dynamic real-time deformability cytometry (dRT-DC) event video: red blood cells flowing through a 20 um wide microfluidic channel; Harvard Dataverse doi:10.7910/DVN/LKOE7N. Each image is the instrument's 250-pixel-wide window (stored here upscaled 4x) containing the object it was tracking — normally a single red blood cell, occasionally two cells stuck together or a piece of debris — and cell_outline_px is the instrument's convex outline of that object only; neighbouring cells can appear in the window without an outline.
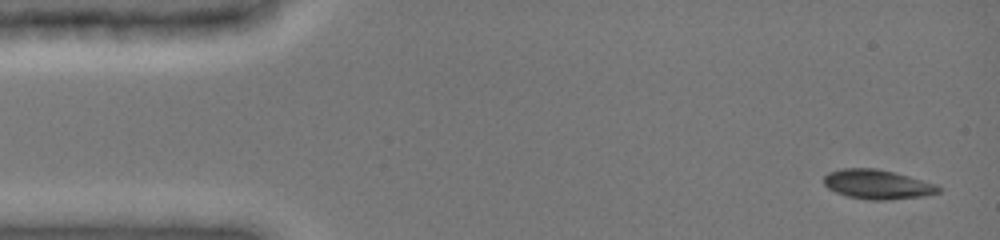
{"species": "common noctule bat (a hibernating species)", "species_latin": "Nyctalus noctula", "temperature_condition": "cold", "stored_images_in_passage": 19, "camera_frame_rate_fps": 3000, "um_per_image_px": 0.085, "animal": {"sex": "female", "body_mass_g": 19.0, "forearm_length_mm": 51.5}, "frame": {"image": 1, "passage_image": 1, "time_ms": 0.0, "image_size_px": [1000, 240], "cell_outline_px": [[940, 192], [920, 196], [884, 200], [872, 200], [848, 196], [836, 192], [828, 188], [824, 184], [824, 176], [828, 172], [844, 168], [872, 168], [892, 172], [908, 176], [932, 184], [940, 188]], "centroid_in_image_um": [74.5, 15.67], "position_along_channel_um": 10.5, "area_um2": 19.07}}
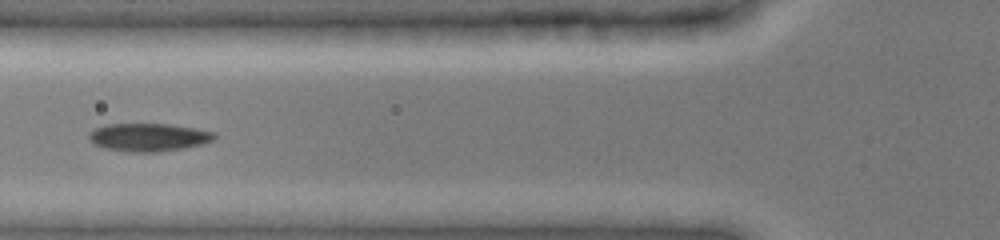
{"frame": {"image": 2, "passage_image": 15, "time_ms": 4.667, "image_size_px": [1000, 240], "cell_outline_px": [[216, 136], [212, 140], [200, 144], [180, 148], [156, 152], [128, 152], [108, 148], [96, 144], [88, 136], [96, 128], [104, 124], [168, 124], [196, 128], [216, 132]], "centroid_in_image_um": [12.66, 11.65], "position_along_channel_um": 113.1, "area_um2": 20.06}}
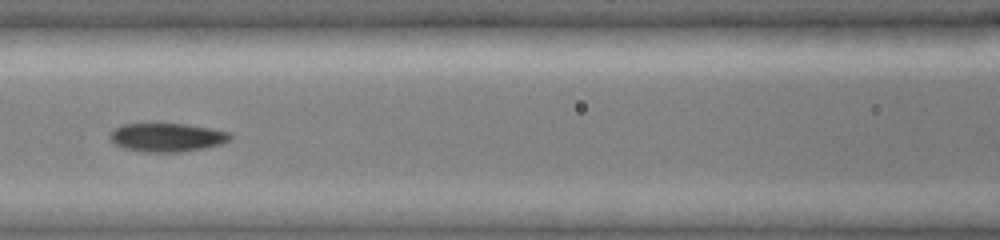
{"frame": {"image": 3, "passage_image": 17, "time_ms": 5.333, "image_size_px": [1000, 240], "cell_outline_px": [[232, 136], [228, 140], [220, 144], [204, 148], [180, 152], [144, 152], [124, 148], [116, 144], [112, 140], [112, 132], [120, 124], [184, 124], [208, 128], [228, 132]], "centroid_in_image_um": [14.2, 11.68], "position_along_channel_um": 152.4, "area_um2": 19.59}}